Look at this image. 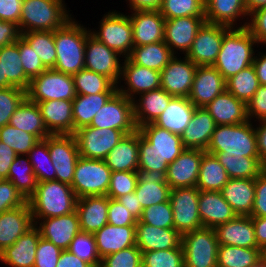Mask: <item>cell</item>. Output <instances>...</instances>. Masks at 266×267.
Wrapping results in <instances>:
<instances>
[{"mask_svg":"<svg viewBox=\"0 0 266 267\" xmlns=\"http://www.w3.org/2000/svg\"><path fill=\"white\" fill-rule=\"evenodd\" d=\"M248 119L257 118L259 121L266 119V86L260 85L247 104Z\"/></svg>","mask_w":266,"mask_h":267,"instance_id":"obj_67","label":"cell"},{"mask_svg":"<svg viewBox=\"0 0 266 267\" xmlns=\"http://www.w3.org/2000/svg\"><path fill=\"white\" fill-rule=\"evenodd\" d=\"M27 199L8 179H0V214L24 205Z\"/></svg>","mask_w":266,"mask_h":267,"instance_id":"obj_62","label":"cell"},{"mask_svg":"<svg viewBox=\"0 0 266 267\" xmlns=\"http://www.w3.org/2000/svg\"><path fill=\"white\" fill-rule=\"evenodd\" d=\"M198 211L203 227L211 229L237 216L221 191H200Z\"/></svg>","mask_w":266,"mask_h":267,"instance_id":"obj_25","label":"cell"},{"mask_svg":"<svg viewBox=\"0 0 266 267\" xmlns=\"http://www.w3.org/2000/svg\"><path fill=\"white\" fill-rule=\"evenodd\" d=\"M112 172L137 171L139 161V130L126 134L104 159Z\"/></svg>","mask_w":266,"mask_h":267,"instance_id":"obj_36","label":"cell"},{"mask_svg":"<svg viewBox=\"0 0 266 267\" xmlns=\"http://www.w3.org/2000/svg\"><path fill=\"white\" fill-rule=\"evenodd\" d=\"M136 225L113 226L106 224L94 233L99 257L116 253L136 245Z\"/></svg>","mask_w":266,"mask_h":267,"instance_id":"obj_28","label":"cell"},{"mask_svg":"<svg viewBox=\"0 0 266 267\" xmlns=\"http://www.w3.org/2000/svg\"><path fill=\"white\" fill-rule=\"evenodd\" d=\"M129 7L133 11H159L162 0H128Z\"/></svg>","mask_w":266,"mask_h":267,"instance_id":"obj_75","label":"cell"},{"mask_svg":"<svg viewBox=\"0 0 266 267\" xmlns=\"http://www.w3.org/2000/svg\"><path fill=\"white\" fill-rule=\"evenodd\" d=\"M204 0H162L159 12L165 19L205 17Z\"/></svg>","mask_w":266,"mask_h":267,"instance_id":"obj_52","label":"cell"},{"mask_svg":"<svg viewBox=\"0 0 266 267\" xmlns=\"http://www.w3.org/2000/svg\"><path fill=\"white\" fill-rule=\"evenodd\" d=\"M136 246L142 252L178 248L182 235L174 228H161L142 223L136 224Z\"/></svg>","mask_w":266,"mask_h":267,"instance_id":"obj_23","label":"cell"},{"mask_svg":"<svg viewBox=\"0 0 266 267\" xmlns=\"http://www.w3.org/2000/svg\"><path fill=\"white\" fill-rule=\"evenodd\" d=\"M247 11L250 14L251 12L266 6V0H245Z\"/></svg>","mask_w":266,"mask_h":267,"instance_id":"obj_77","label":"cell"},{"mask_svg":"<svg viewBox=\"0 0 266 267\" xmlns=\"http://www.w3.org/2000/svg\"><path fill=\"white\" fill-rule=\"evenodd\" d=\"M262 257L266 260V248L262 250Z\"/></svg>","mask_w":266,"mask_h":267,"instance_id":"obj_80","label":"cell"},{"mask_svg":"<svg viewBox=\"0 0 266 267\" xmlns=\"http://www.w3.org/2000/svg\"><path fill=\"white\" fill-rule=\"evenodd\" d=\"M216 124L204 107H196L192 118L181 134L185 149H200L206 151Z\"/></svg>","mask_w":266,"mask_h":267,"instance_id":"obj_29","label":"cell"},{"mask_svg":"<svg viewBox=\"0 0 266 267\" xmlns=\"http://www.w3.org/2000/svg\"><path fill=\"white\" fill-rule=\"evenodd\" d=\"M75 136L81 157L104 160L125 134L116 129H101L84 126L76 130Z\"/></svg>","mask_w":266,"mask_h":267,"instance_id":"obj_12","label":"cell"},{"mask_svg":"<svg viewBox=\"0 0 266 267\" xmlns=\"http://www.w3.org/2000/svg\"><path fill=\"white\" fill-rule=\"evenodd\" d=\"M137 219L117 199L108 197V218L107 222L113 226L136 225Z\"/></svg>","mask_w":266,"mask_h":267,"instance_id":"obj_64","label":"cell"},{"mask_svg":"<svg viewBox=\"0 0 266 267\" xmlns=\"http://www.w3.org/2000/svg\"><path fill=\"white\" fill-rule=\"evenodd\" d=\"M21 37L35 50L47 69L54 68L57 57L54 31H32L21 33Z\"/></svg>","mask_w":266,"mask_h":267,"instance_id":"obj_49","label":"cell"},{"mask_svg":"<svg viewBox=\"0 0 266 267\" xmlns=\"http://www.w3.org/2000/svg\"><path fill=\"white\" fill-rule=\"evenodd\" d=\"M260 257L262 251L259 248L219 245L217 267H248Z\"/></svg>","mask_w":266,"mask_h":267,"instance_id":"obj_48","label":"cell"},{"mask_svg":"<svg viewBox=\"0 0 266 267\" xmlns=\"http://www.w3.org/2000/svg\"><path fill=\"white\" fill-rule=\"evenodd\" d=\"M90 32L73 18L54 30L57 57L53 69L73 76L85 68V44Z\"/></svg>","mask_w":266,"mask_h":267,"instance_id":"obj_2","label":"cell"},{"mask_svg":"<svg viewBox=\"0 0 266 267\" xmlns=\"http://www.w3.org/2000/svg\"><path fill=\"white\" fill-rule=\"evenodd\" d=\"M138 183L137 171H116L111 173L107 196L117 199L135 191Z\"/></svg>","mask_w":266,"mask_h":267,"instance_id":"obj_58","label":"cell"},{"mask_svg":"<svg viewBox=\"0 0 266 267\" xmlns=\"http://www.w3.org/2000/svg\"><path fill=\"white\" fill-rule=\"evenodd\" d=\"M122 65L120 79L124 80L128 87L117 86V90L130 100H135L136 94L140 95L161 87V72L136 65L128 58L124 59Z\"/></svg>","mask_w":266,"mask_h":267,"instance_id":"obj_17","label":"cell"},{"mask_svg":"<svg viewBox=\"0 0 266 267\" xmlns=\"http://www.w3.org/2000/svg\"><path fill=\"white\" fill-rule=\"evenodd\" d=\"M254 44H259L247 27L231 28L223 37L214 67L225 80L251 66L254 61Z\"/></svg>","mask_w":266,"mask_h":267,"instance_id":"obj_3","label":"cell"},{"mask_svg":"<svg viewBox=\"0 0 266 267\" xmlns=\"http://www.w3.org/2000/svg\"><path fill=\"white\" fill-rule=\"evenodd\" d=\"M120 203L131 212L137 220L142 215L143 208L135 192L128 193L125 196L117 198Z\"/></svg>","mask_w":266,"mask_h":267,"instance_id":"obj_72","label":"cell"},{"mask_svg":"<svg viewBox=\"0 0 266 267\" xmlns=\"http://www.w3.org/2000/svg\"><path fill=\"white\" fill-rule=\"evenodd\" d=\"M18 47L22 67L30 79L40 75L47 69L35 53V50L22 37L18 39Z\"/></svg>","mask_w":266,"mask_h":267,"instance_id":"obj_61","label":"cell"},{"mask_svg":"<svg viewBox=\"0 0 266 267\" xmlns=\"http://www.w3.org/2000/svg\"><path fill=\"white\" fill-rule=\"evenodd\" d=\"M56 267H92L69 250H62Z\"/></svg>","mask_w":266,"mask_h":267,"instance_id":"obj_73","label":"cell"},{"mask_svg":"<svg viewBox=\"0 0 266 267\" xmlns=\"http://www.w3.org/2000/svg\"><path fill=\"white\" fill-rule=\"evenodd\" d=\"M9 125L34 135L38 140L52 135L47 130L38 104L30 101L27 97L11 116Z\"/></svg>","mask_w":266,"mask_h":267,"instance_id":"obj_39","label":"cell"},{"mask_svg":"<svg viewBox=\"0 0 266 267\" xmlns=\"http://www.w3.org/2000/svg\"><path fill=\"white\" fill-rule=\"evenodd\" d=\"M205 109L216 125H236L249 121L247 104L225 90L211 101Z\"/></svg>","mask_w":266,"mask_h":267,"instance_id":"obj_30","label":"cell"},{"mask_svg":"<svg viewBox=\"0 0 266 267\" xmlns=\"http://www.w3.org/2000/svg\"><path fill=\"white\" fill-rule=\"evenodd\" d=\"M89 126L116 129L125 135L133 133L138 129L134 120L133 101L117 91L96 113Z\"/></svg>","mask_w":266,"mask_h":267,"instance_id":"obj_11","label":"cell"},{"mask_svg":"<svg viewBox=\"0 0 266 267\" xmlns=\"http://www.w3.org/2000/svg\"><path fill=\"white\" fill-rule=\"evenodd\" d=\"M176 56L161 70V88L174 97L188 98L197 65L186 56L182 60Z\"/></svg>","mask_w":266,"mask_h":267,"instance_id":"obj_16","label":"cell"},{"mask_svg":"<svg viewBox=\"0 0 266 267\" xmlns=\"http://www.w3.org/2000/svg\"><path fill=\"white\" fill-rule=\"evenodd\" d=\"M7 179L12 182L26 199L34 193L38 181L28 155L16 156V159L10 166Z\"/></svg>","mask_w":266,"mask_h":267,"instance_id":"obj_47","label":"cell"},{"mask_svg":"<svg viewBox=\"0 0 266 267\" xmlns=\"http://www.w3.org/2000/svg\"><path fill=\"white\" fill-rule=\"evenodd\" d=\"M47 144L55 168L56 180L71 185L80 157L75 136L73 134L50 135L47 137Z\"/></svg>","mask_w":266,"mask_h":267,"instance_id":"obj_13","label":"cell"},{"mask_svg":"<svg viewBox=\"0 0 266 267\" xmlns=\"http://www.w3.org/2000/svg\"><path fill=\"white\" fill-rule=\"evenodd\" d=\"M23 0H0V20L11 21L19 26Z\"/></svg>","mask_w":266,"mask_h":267,"instance_id":"obj_68","label":"cell"},{"mask_svg":"<svg viewBox=\"0 0 266 267\" xmlns=\"http://www.w3.org/2000/svg\"><path fill=\"white\" fill-rule=\"evenodd\" d=\"M77 95H94L98 93H116L117 86L105 75L83 68L73 75Z\"/></svg>","mask_w":266,"mask_h":267,"instance_id":"obj_46","label":"cell"},{"mask_svg":"<svg viewBox=\"0 0 266 267\" xmlns=\"http://www.w3.org/2000/svg\"><path fill=\"white\" fill-rule=\"evenodd\" d=\"M205 152L200 149H185L169 164L166 182L170 189L197 185L200 162Z\"/></svg>","mask_w":266,"mask_h":267,"instance_id":"obj_20","label":"cell"},{"mask_svg":"<svg viewBox=\"0 0 266 267\" xmlns=\"http://www.w3.org/2000/svg\"><path fill=\"white\" fill-rule=\"evenodd\" d=\"M21 37L18 24L0 20V47L12 44Z\"/></svg>","mask_w":266,"mask_h":267,"instance_id":"obj_69","label":"cell"},{"mask_svg":"<svg viewBox=\"0 0 266 267\" xmlns=\"http://www.w3.org/2000/svg\"><path fill=\"white\" fill-rule=\"evenodd\" d=\"M65 7L63 0H23L20 32L54 31L61 28L72 18Z\"/></svg>","mask_w":266,"mask_h":267,"instance_id":"obj_5","label":"cell"},{"mask_svg":"<svg viewBox=\"0 0 266 267\" xmlns=\"http://www.w3.org/2000/svg\"><path fill=\"white\" fill-rule=\"evenodd\" d=\"M139 221L161 228H174L173 211L170 201L144 208Z\"/></svg>","mask_w":266,"mask_h":267,"instance_id":"obj_56","label":"cell"},{"mask_svg":"<svg viewBox=\"0 0 266 267\" xmlns=\"http://www.w3.org/2000/svg\"><path fill=\"white\" fill-rule=\"evenodd\" d=\"M169 163L161 158L151 146L141 137L139 132V161L138 170L167 171Z\"/></svg>","mask_w":266,"mask_h":267,"instance_id":"obj_60","label":"cell"},{"mask_svg":"<svg viewBox=\"0 0 266 267\" xmlns=\"http://www.w3.org/2000/svg\"><path fill=\"white\" fill-rule=\"evenodd\" d=\"M16 152L0 141V179H7L10 166L16 159Z\"/></svg>","mask_w":266,"mask_h":267,"instance_id":"obj_70","label":"cell"},{"mask_svg":"<svg viewBox=\"0 0 266 267\" xmlns=\"http://www.w3.org/2000/svg\"><path fill=\"white\" fill-rule=\"evenodd\" d=\"M47 130L52 135L73 134V103L50 100L37 103Z\"/></svg>","mask_w":266,"mask_h":267,"instance_id":"obj_33","label":"cell"},{"mask_svg":"<svg viewBox=\"0 0 266 267\" xmlns=\"http://www.w3.org/2000/svg\"><path fill=\"white\" fill-rule=\"evenodd\" d=\"M260 86L253 65L241 70L226 80V90L246 104L252 99Z\"/></svg>","mask_w":266,"mask_h":267,"instance_id":"obj_50","label":"cell"},{"mask_svg":"<svg viewBox=\"0 0 266 267\" xmlns=\"http://www.w3.org/2000/svg\"><path fill=\"white\" fill-rule=\"evenodd\" d=\"M118 52L99 42L91 34L85 44V68L95 73L105 75L116 85L120 84L122 64Z\"/></svg>","mask_w":266,"mask_h":267,"instance_id":"obj_15","label":"cell"},{"mask_svg":"<svg viewBox=\"0 0 266 267\" xmlns=\"http://www.w3.org/2000/svg\"><path fill=\"white\" fill-rule=\"evenodd\" d=\"M76 95L73 76L53 68L32 78L26 91V97L34 103L50 100L73 101Z\"/></svg>","mask_w":266,"mask_h":267,"instance_id":"obj_7","label":"cell"},{"mask_svg":"<svg viewBox=\"0 0 266 267\" xmlns=\"http://www.w3.org/2000/svg\"><path fill=\"white\" fill-rule=\"evenodd\" d=\"M205 20L208 23L235 27L240 17L249 16L245 0H204Z\"/></svg>","mask_w":266,"mask_h":267,"instance_id":"obj_40","label":"cell"},{"mask_svg":"<svg viewBox=\"0 0 266 267\" xmlns=\"http://www.w3.org/2000/svg\"><path fill=\"white\" fill-rule=\"evenodd\" d=\"M252 121L236 125H216L206 152L213 155L259 157Z\"/></svg>","mask_w":266,"mask_h":267,"instance_id":"obj_4","label":"cell"},{"mask_svg":"<svg viewBox=\"0 0 266 267\" xmlns=\"http://www.w3.org/2000/svg\"><path fill=\"white\" fill-rule=\"evenodd\" d=\"M141 137L151 148L169 164L185 150L181 135L172 133L156 126L154 123L145 124L138 128Z\"/></svg>","mask_w":266,"mask_h":267,"instance_id":"obj_24","label":"cell"},{"mask_svg":"<svg viewBox=\"0 0 266 267\" xmlns=\"http://www.w3.org/2000/svg\"><path fill=\"white\" fill-rule=\"evenodd\" d=\"M34 226L28 201L0 214V252Z\"/></svg>","mask_w":266,"mask_h":267,"instance_id":"obj_26","label":"cell"},{"mask_svg":"<svg viewBox=\"0 0 266 267\" xmlns=\"http://www.w3.org/2000/svg\"><path fill=\"white\" fill-rule=\"evenodd\" d=\"M28 157L38 182L56 180L55 168L50 158L47 137L39 140L29 151Z\"/></svg>","mask_w":266,"mask_h":267,"instance_id":"obj_51","label":"cell"},{"mask_svg":"<svg viewBox=\"0 0 266 267\" xmlns=\"http://www.w3.org/2000/svg\"><path fill=\"white\" fill-rule=\"evenodd\" d=\"M206 22L205 17H179L165 19L164 42L175 55V50L188 53L198 29Z\"/></svg>","mask_w":266,"mask_h":267,"instance_id":"obj_21","label":"cell"},{"mask_svg":"<svg viewBox=\"0 0 266 267\" xmlns=\"http://www.w3.org/2000/svg\"><path fill=\"white\" fill-rule=\"evenodd\" d=\"M255 128L257 137V150L261 162L266 166V119L259 122Z\"/></svg>","mask_w":266,"mask_h":267,"instance_id":"obj_74","label":"cell"},{"mask_svg":"<svg viewBox=\"0 0 266 267\" xmlns=\"http://www.w3.org/2000/svg\"><path fill=\"white\" fill-rule=\"evenodd\" d=\"M184 267H217L219 242L215 229L200 228L182 235Z\"/></svg>","mask_w":266,"mask_h":267,"instance_id":"obj_8","label":"cell"},{"mask_svg":"<svg viewBox=\"0 0 266 267\" xmlns=\"http://www.w3.org/2000/svg\"><path fill=\"white\" fill-rule=\"evenodd\" d=\"M196 106L186 97H173L154 124L181 135L189 124Z\"/></svg>","mask_w":266,"mask_h":267,"instance_id":"obj_38","label":"cell"},{"mask_svg":"<svg viewBox=\"0 0 266 267\" xmlns=\"http://www.w3.org/2000/svg\"><path fill=\"white\" fill-rule=\"evenodd\" d=\"M0 62H2L3 78H7L12 86L27 91L31 79L25 74L22 67L18 40L0 47Z\"/></svg>","mask_w":266,"mask_h":267,"instance_id":"obj_43","label":"cell"},{"mask_svg":"<svg viewBox=\"0 0 266 267\" xmlns=\"http://www.w3.org/2000/svg\"><path fill=\"white\" fill-rule=\"evenodd\" d=\"M199 193L196 186L170 190L174 229L181 235L203 228L198 211Z\"/></svg>","mask_w":266,"mask_h":267,"instance_id":"obj_10","label":"cell"},{"mask_svg":"<svg viewBox=\"0 0 266 267\" xmlns=\"http://www.w3.org/2000/svg\"><path fill=\"white\" fill-rule=\"evenodd\" d=\"M221 193L237 215H251L255 198V179H229Z\"/></svg>","mask_w":266,"mask_h":267,"instance_id":"obj_37","label":"cell"},{"mask_svg":"<svg viewBox=\"0 0 266 267\" xmlns=\"http://www.w3.org/2000/svg\"><path fill=\"white\" fill-rule=\"evenodd\" d=\"M0 141L12 148L17 155H28L39 140L34 135L7 124L0 127Z\"/></svg>","mask_w":266,"mask_h":267,"instance_id":"obj_54","label":"cell"},{"mask_svg":"<svg viewBox=\"0 0 266 267\" xmlns=\"http://www.w3.org/2000/svg\"><path fill=\"white\" fill-rule=\"evenodd\" d=\"M252 65L255 68L259 84L266 86V53L262 54L259 52L258 57L257 54L256 56L254 55V61Z\"/></svg>","mask_w":266,"mask_h":267,"instance_id":"obj_76","label":"cell"},{"mask_svg":"<svg viewBox=\"0 0 266 267\" xmlns=\"http://www.w3.org/2000/svg\"><path fill=\"white\" fill-rule=\"evenodd\" d=\"M61 252L59 247L40 237L34 267H56Z\"/></svg>","mask_w":266,"mask_h":267,"instance_id":"obj_63","label":"cell"},{"mask_svg":"<svg viewBox=\"0 0 266 267\" xmlns=\"http://www.w3.org/2000/svg\"><path fill=\"white\" fill-rule=\"evenodd\" d=\"M40 233L35 225L10 247L0 252V261L10 267H34Z\"/></svg>","mask_w":266,"mask_h":267,"instance_id":"obj_32","label":"cell"},{"mask_svg":"<svg viewBox=\"0 0 266 267\" xmlns=\"http://www.w3.org/2000/svg\"><path fill=\"white\" fill-rule=\"evenodd\" d=\"M230 27L204 22L198 29L192 47L186 54L197 66H212L220 52L224 35Z\"/></svg>","mask_w":266,"mask_h":267,"instance_id":"obj_14","label":"cell"},{"mask_svg":"<svg viewBox=\"0 0 266 267\" xmlns=\"http://www.w3.org/2000/svg\"><path fill=\"white\" fill-rule=\"evenodd\" d=\"M25 98L26 91L21 88H0V127L9 124L11 116Z\"/></svg>","mask_w":266,"mask_h":267,"instance_id":"obj_57","label":"cell"},{"mask_svg":"<svg viewBox=\"0 0 266 267\" xmlns=\"http://www.w3.org/2000/svg\"><path fill=\"white\" fill-rule=\"evenodd\" d=\"M248 267H266V260L263 257H260L254 264Z\"/></svg>","mask_w":266,"mask_h":267,"instance_id":"obj_79","label":"cell"},{"mask_svg":"<svg viewBox=\"0 0 266 267\" xmlns=\"http://www.w3.org/2000/svg\"><path fill=\"white\" fill-rule=\"evenodd\" d=\"M226 90V80L212 66H197L188 99L196 107H206Z\"/></svg>","mask_w":266,"mask_h":267,"instance_id":"obj_19","label":"cell"},{"mask_svg":"<svg viewBox=\"0 0 266 267\" xmlns=\"http://www.w3.org/2000/svg\"><path fill=\"white\" fill-rule=\"evenodd\" d=\"M215 156L226 169L230 179H255L266 169L259 157Z\"/></svg>","mask_w":266,"mask_h":267,"instance_id":"obj_45","label":"cell"},{"mask_svg":"<svg viewBox=\"0 0 266 267\" xmlns=\"http://www.w3.org/2000/svg\"><path fill=\"white\" fill-rule=\"evenodd\" d=\"M166 172L137 170L138 183L134 192L143 209L169 200L171 189L166 182Z\"/></svg>","mask_w":266,"mask_h":267,"instance_id":"obj_27","label":"cell"},{"mask_svg":"<svg viewBox=\"0 0 266 267\" xmlns=\"http://www.w3.org/2000/svg\"><path fill=\"white\" fill-rule=\"evenodd\" d=\"M250 216L266 217V169L255 178V198Z\"/></svg>","mask_w":266,"mask_h":267,"instance_id":"obj_66","label":"cell"},{"mask_svg":"<svg viewBox=\"0 0 266 267\" xmlns=\"http://www.w3.org/2000/svg\"><path fill=\"white\" fill-rule=\"evenodd\" d=\"M99 31L90 32L99 42L127 58L134 47L132 24L129 15L108 12L99 22Z\"/></svg>","mask_w":266,"mask_h":267,"instance_id":"obj_9","label":"cell"},{"mask_svg":"<svg viewBox=\"0 0 266 267\" xmlns=\"http://www.w3.org/2000/svg\"><path fill=\"white\" fill-rule=\"evenodd\" d=\"M115 93L76 95L73 103V134L81 127L88 126L96 113Z\"/></svg>","mask_w":266,"mask_h":267,"instance_id":"obj_44","label":"cell"},{"mask_svg":"<svg viewBox=\"0 0 266 267\" xmlns=\"http://www.w3.org/2000/svg\"><path fill=\"white\" fill-rule=\"evenodd\" d=\"M77 200L71 185L57 180L38 182L27 199L33 222L72 213L76 211Z\"/></svg>","mask_w":266,"mask_h":267,"instance_id":"obj_1","label":"cell"},{"mask_svg":"<svg viewBox=\"0 0 266 267\" xmlns=\"http://www.w3.org/2000/svg\"><path fill=\"white\" fill-rule=\"evenodd\" d=\"M134 46L164 41L165 18L159 11H131Z\"/></svg>","mask_w":266,"mask_h":267,"instance_id":"obj_22","label":"cell"},{"mask_svg":"<svg viewBox=\"0 0 266 267\" xmlns=\"http://www.w3.org/2000/svg\"><path fill=\"white\" fill-rule=\"evenodd\" d=\"M142 251L135 245L101 259L100 267H142Z\"/></svg>","mask_w":266,"mask_h":267,"instance_id":"obj_59","label":"cell"},{"mask_svg":"<svg viewBox=\"0 0 266 267\" xmlns=\"http://www.w3.org/2000/svg\"><path fill=\"white\" fill-rule=\"evenodd\" d=\"M68 250L92 267H100L101 258L97 251L94 234L80 231L71 241Z\"/></svg>","mask_w":266,"mask_h":267,"instance_id":"obj_53","label":"cell"},{"mask_svg":"<svg viewBox=\"0 0 266 267\" xmlns=\"http://www.w3.org/2000/svg\"><path fill=\"white\" fill-rule=\"evenodd\" d=\"M80 229L94 234L105 226L108 218V196H85L76 204Z\"/></svg>","mask_w":266,"mask_h":267,"instance_id":"obj_34","label":"cell"},{"mask_svg":"<svg viewBox=\"0 0 266 267\" xmlns=\"http://www.w3.org/2000/svg\"><path fill=\"white\" fill-rule=\"evenodd\" d=\"M174 96L161 87L140 94L139 103L133 100L134 120L137 128L154 123L169 105Z\"/></svg>","mask_w":266,"mask_h":267,"instance_id":"obj_35","label":"cell"},{"mask_svg":"<svg viewBox=\"0 0 266 267\" xmlns=\"http://www.w3.org/2000/svg\"><path fill=\"white\" fill-rule=\"evenodd\" d=\"M12 85L8 82L7 78H3L2 62H0V88H9Z\"/></svg>","mask_w":266,"mask_h":267,"instance_id":"obj_78","label":"cell"},{"mask_svg":"<svg viewBox=\"0 0 266 267\" xmlns=\"http://www.w3.org/2000/svg\"><path fill=\"white\" fill-rule=\"evenodd\" d=\"M219 245L258 248L251 216L237 215L215 228Z\"/></svg>","mask_w":266,"mask_h":267,"instance_id":"obj_31","label":"cell"},{"mask_svg":"<svg viewBox=\"0 0 266 267\" xmlns=\"http://www.w3.org/2000/svg\"><path fill=\"white\" fill-rule=\"evenodd\" d=\"M174 54L164 41L134 46L127 57L132 63L159 72L170 62Z\"/></svg>","mask_w":266,"mask_h":267,"instance_id":"obj_41","label":"cell"},{"mask_svg":"<svg viewBox=\"0 0 266 267\" xmlns=\"http://www.w3.org/2000/svg\"><path fill=\"white\" fill-rule=\"evenodd\" d=\"M229 179L226 169L216 156L205 152L200 162L196 187L200 191H221Z\"/></svg>","mask_w":266,"mask_h":267,"instance_id":"obj_42","label":"cell"},{"mask_svg":"<svg viewBox=\"0 0 266 267\" xmlns=\"http://www.w3.org/2000/svg\"><path fill=\"white\" fill-rule=\"evenodd\" d=\"M141 260L142 267H184L183 248L142 252Z\"/></svg>","mask_w":266,"mask_h":267,"instance_id":"obj_55","label":"cell"},{"mask_svg":"<svg viewBox=\"0 0 266 267\" xmlns=\"http://www.w3.org/2000/svg\"><path fill=\"white\" fill-rule=\"evenodd\" d=\"M111 169L104 160L79 157L71 184L77 198L104 196L110 185Z\"/></svg>","mask_w":266,"mask_h":267,"instance_id":"obj_6","label":"cell"},{"mask_svg":"<svg viewBox=\"0 0 266 267\" xmlns=\"http://www.w3.org/2000/svg\"><path fill=\"white\" fill-rule=\"evenodd\" d=\"M249 17L251 21L243 23L240 28L247 27L258 43L266 45V6L251 12Z\"/></svg>","mask_w":266,"mask_h":267,"instance_id":"obj_65","label":"cell"},{"mask_svg":"<svg viewBox=\"0 0 266 267\" xmlns=\"http://www.w3.org/2000/svg\"><path fill=\"white\" fill-rule=\"evenodd\" d=\"M38 221L34 222V225L37 227L40 237L52 242L61 250H68L73 238L81 231L77 211Z\"/></svg>","mask_w":266,"mask_h":267,"instance_id":"obj_18","label":"cell"},{"mask_svg":"<svg viewBox=\"0 0 266 267\" xmlns=\"http://www.w3.org/2000/svg\"><path fill=\"white\" fill-rule=\"evenodd\" d=\"M257 247L262 251L266 248V217L251 216Z\"/></svg>","mask_w":266,"mask_h":267,"instance_id":"obj_71","label":"cell"}]
</instances>
